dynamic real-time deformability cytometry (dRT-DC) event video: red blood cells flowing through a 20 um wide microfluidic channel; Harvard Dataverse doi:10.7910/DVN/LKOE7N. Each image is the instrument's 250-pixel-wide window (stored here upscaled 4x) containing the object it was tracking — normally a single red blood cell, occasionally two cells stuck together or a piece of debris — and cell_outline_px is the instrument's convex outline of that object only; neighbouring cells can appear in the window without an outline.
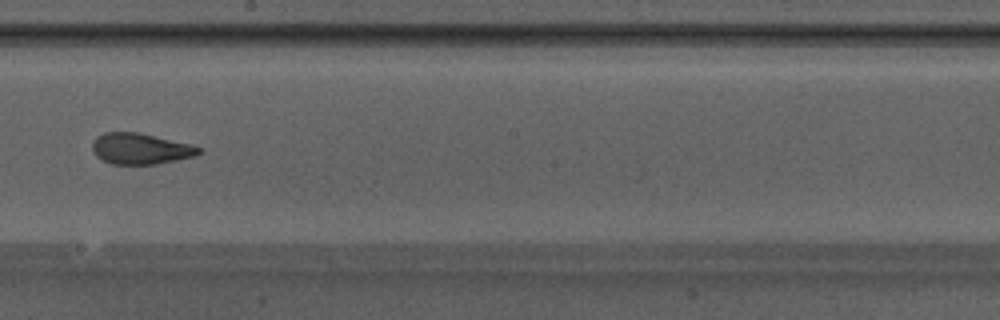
{"species": "Egyptian fruit bat (a non-hibernating species)", "species_latin": "Rousettus aegyptiacus", "temperature_condition": "warm", "stored_images_in_passage": 38, "camera_frame_rate_fps": 3000, "um_per_image_px": 0.085, "animal": {"sex": "male"}, "frame": {"image": 1, "passage_image": 17, "time_ms": 5.333, "image_size_px": [1000, 320], "cell_outline_px": [[200, 152], [196, 156], [156, 164], [112, 164], [96, 156], [92, 148], [92, 144], [96, 136], [104, 132], [136, 132], [192, 144], [200, 148]], "centroid_in_image_um": [11.93, 12.64], "position_along_channel_um": 236.3, "area_um2": 19.13}}
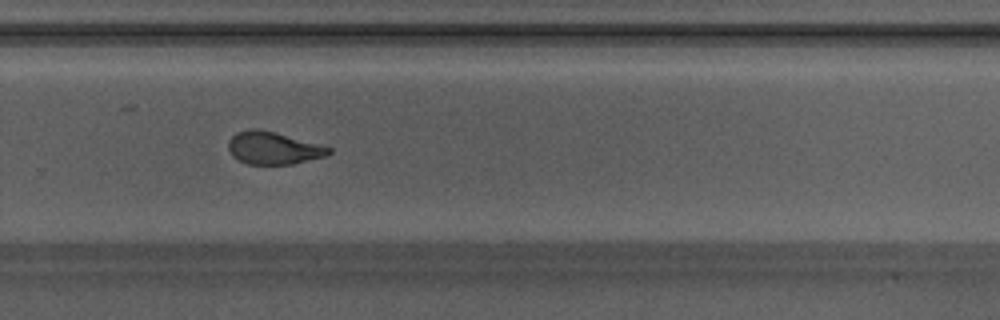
{"frame": {"image": 2, "passage_image": 22, "time_ms": 7.0, "image_size_px": [1000, 320], "cell_outline_px": [[332, 152], [324, 156], [292, 164], [248, 164], [232, 156], [228, 148], [228, 140], [236, 132], [248, 128], [256, 128], [276, 132], [332, 148]], "centroid_in_image_um": [23.19, 12.57], "position_along_channel_um": 306.6, "area_um2": 18.96}, "authors_computed_cell_mechanics": {"area_um2": 19.9988, "velocity_mm_per_s": 4.2352, "shape_relaxation_time_tau1_ms": 11.1758, "shape_relaxation_time_tau2_ms": 0.7863, "deformation_change_tau1": 0.3369, "deformation_change_tau2": 0.0778}}